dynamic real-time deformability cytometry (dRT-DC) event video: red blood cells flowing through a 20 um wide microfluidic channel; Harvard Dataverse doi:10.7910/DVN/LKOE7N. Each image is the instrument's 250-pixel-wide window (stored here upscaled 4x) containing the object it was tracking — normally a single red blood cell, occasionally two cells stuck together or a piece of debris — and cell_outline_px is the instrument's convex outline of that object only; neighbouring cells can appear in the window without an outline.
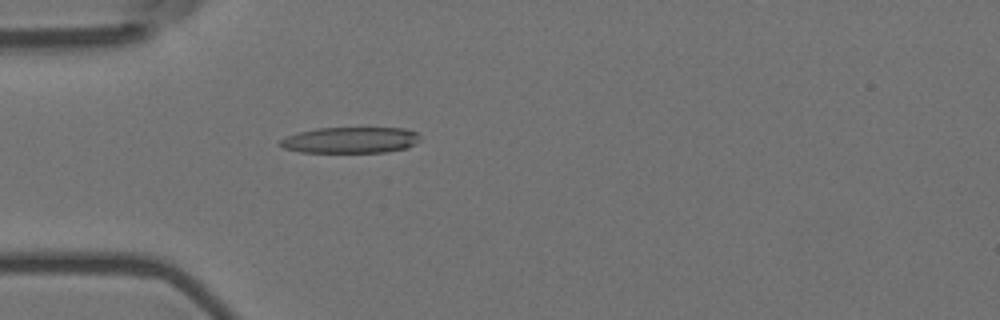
{"species": "Egyptian fruit bat (a non-hibernating species)", "species_latin": "Rousettus aegyptiacus", "temperature_condition": "room temperature", "stored_images_in_passage": 5, "camera_frame_rate_fps": 3000, "um_per_image_px": 0.085, "animal": {"sex": "female"}, "frame": {"image": 1, "passage_image": 5, "time_ms": 1.333, "image_size_px": [1000, 320], "cell_outline_px": [[420, 140], [416, 144], [408, 148], [384, 152], [300, 152], [284, 148], [276, 144], [280, 140], [288, 136], [300, 132], [316, 128], [404, 128], [416, 132], [420, 136]], "centroid_in_image_um": [29.81, 11.91], "position_along_channel_um": 55.2, "area_um2": 21.33}}